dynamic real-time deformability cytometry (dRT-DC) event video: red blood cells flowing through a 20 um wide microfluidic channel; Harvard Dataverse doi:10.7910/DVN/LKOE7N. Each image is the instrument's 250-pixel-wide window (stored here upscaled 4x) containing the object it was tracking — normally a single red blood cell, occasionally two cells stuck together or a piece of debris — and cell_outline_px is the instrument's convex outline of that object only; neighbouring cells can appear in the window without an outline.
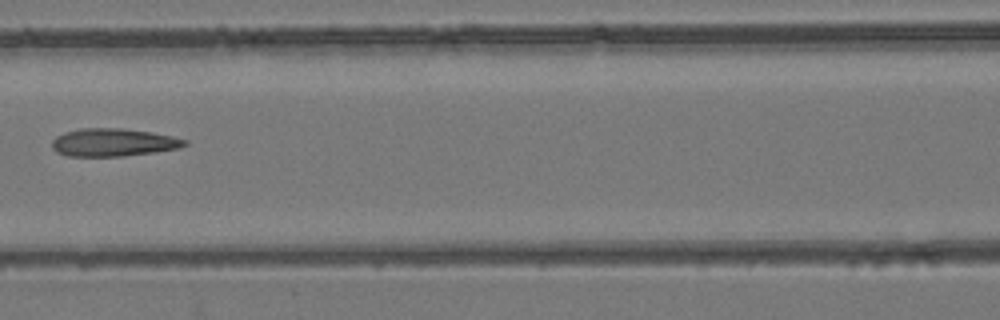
{"species": "common noctule bat (a hibernating species)", "species_latin": "Nyctalus noctula", "temperature_condition": "room temperature", "stored_images_in_passage": 7, "camera_frame_rate_fps": 3000, "um_per_image_px": 0.085, "animal": {"sex": "female", "body_mass_g": 24.6, "forearm_length_mm": 56.2}, "frame": {"image": 1, "passage_image": 6, "time_ms": 7.0, "image_size_px": [1000, 320], "cell_outline_px": [[188, 144], [180, 148], [156, 152], [124, 156], [68, 156], [56, 152], [52, 148], [52, 140], [56, 136], [64, 132], [80, 128], [124, 128], [152, 132], [172, 136], [188, 140]], "centroid_in_image_um": [9.64, 12.1], "position_along_channel_um": 157.0, "area_um2": 21.79}}
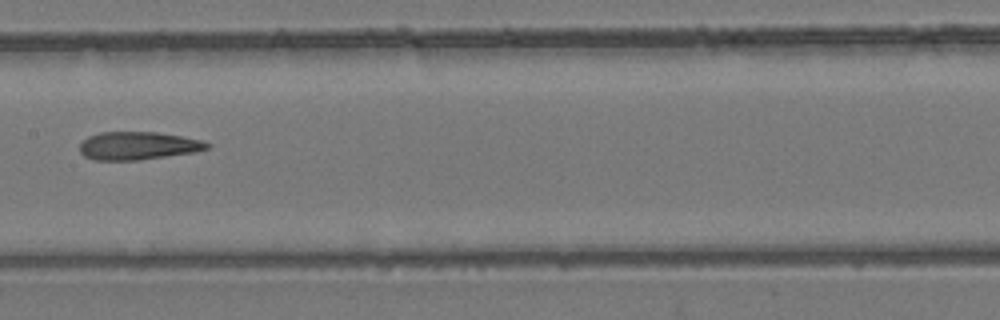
{"frame": {"image": 2, "passage_image": 7, "time_ms": 8.0, "image_size_px": [1000, 320], "cell_outline_px": [[212, 144], [208, 148], [192, 152], [140, 160], [92, 160], [84, 156], [80, 152], [80, 144], [88, 136], [100, 132], [156, 132], [204, 140]], "centroid_in_image_um": [11.71, 12.39], "position_along_channel_um": 195.7, "area_um2": 20.75}}